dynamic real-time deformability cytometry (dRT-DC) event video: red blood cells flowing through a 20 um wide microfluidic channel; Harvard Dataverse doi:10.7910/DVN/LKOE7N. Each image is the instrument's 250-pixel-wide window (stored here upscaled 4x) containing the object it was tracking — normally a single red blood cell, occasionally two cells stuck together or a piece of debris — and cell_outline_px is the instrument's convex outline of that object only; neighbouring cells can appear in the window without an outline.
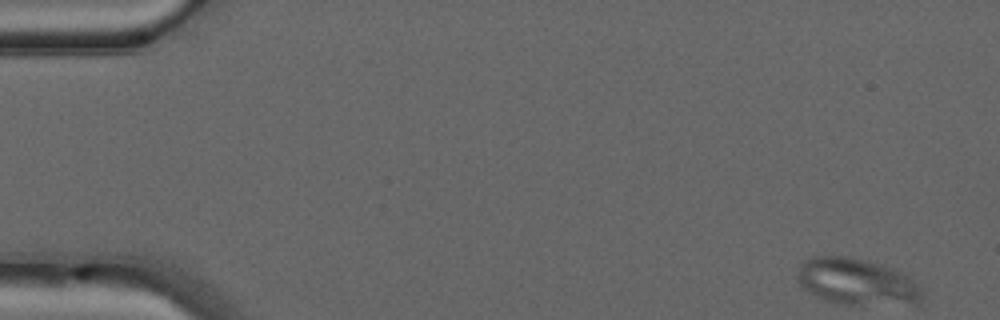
{"species": "common noctule bat (a hibernating species)", "species_latin": "Nyctalus noctula", "temperature_condition": "warm", "stored_images_in_passage": 48, "camera_frame_rate_fps": 3000, "um_per_image_px": 0.085, "animal": {"sex": "male", "forearm_length_mm": 52.5}, "frame": {"image": 1, "passage_image": 1, "time_ms": 0.0, "image_size_px": [1000, 320], "cell_outline_px": [[924, 292], [920, 304], [840, 304], [824, 300], [816, 296], [804, 288], [800, 284], [796, 276], [800, 264], [808, 256], [844, 256], [884, 264], [908, 276]], "centroid_in_image_um": [72.82, 23.94], "position_along_channel_um": 12.2, "area_um2": 33.93}}
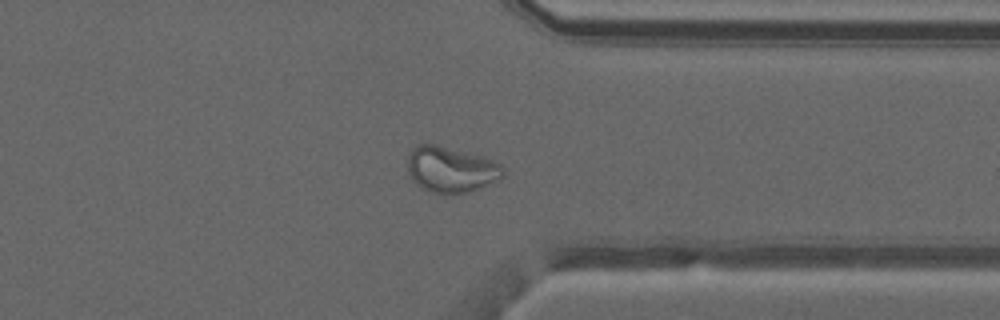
{"frame": {"image": 2, "passage_image": 37, "time_ms": 12.0, "image_size_px": [1000, 320], "cell_outline_px": [[504, 176], [500, 180], [480, 188], [464, 192], [444, 196], [428, 192], [420, 188], [412, 180], [408, 172], [408, 156], [412, 148], [420, 144], [436, 144], [484, 156], [500, 164], [504, 168]], "centroid_in_image_um": [38.33, 14.43], "position_along_channel_um": 373.1, "area_um2": 26.07}}
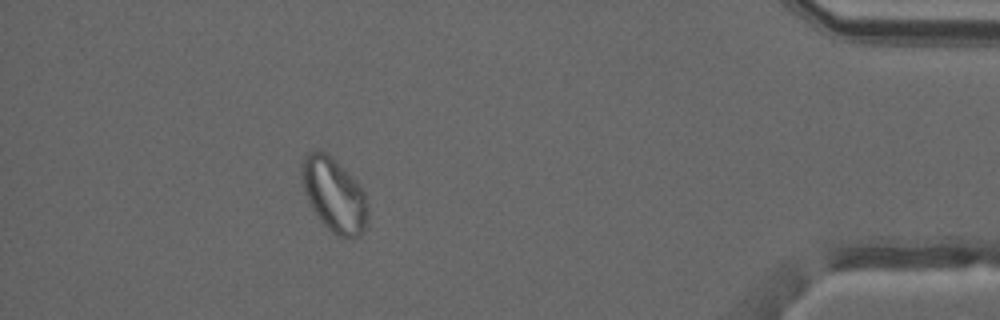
{"frame": {"image": 3, "passage_image": 43, "time_ms": 14.0, "image_size_px": [1000, 320], "cell_outline_px": [[368, 216], [364, 228], [356, 236], [340, 236], [332, 232], [324, 224], [312, 208], [304, 192], [300, 172], [300, 164], [304, 156], [308, 152], [316, 148], [328, 152], [360, 184], [364, 192], [368, 212]], "centroid_in_image_um": [28.36, 16.46], "position_along_channel_um": 406.8, "area_um2": 28.5}, "authors_computed_cell_mechanics": {"area_um2": 28.322, "velocity_mm_per_s": 4.128, "shape_relaxation_time_tau1_ms": null, "shape_relaxation_time_tau2_ms": 2.1704, "deformation_change_tau1": null, "deformation_change_tau2": 0.0577}}